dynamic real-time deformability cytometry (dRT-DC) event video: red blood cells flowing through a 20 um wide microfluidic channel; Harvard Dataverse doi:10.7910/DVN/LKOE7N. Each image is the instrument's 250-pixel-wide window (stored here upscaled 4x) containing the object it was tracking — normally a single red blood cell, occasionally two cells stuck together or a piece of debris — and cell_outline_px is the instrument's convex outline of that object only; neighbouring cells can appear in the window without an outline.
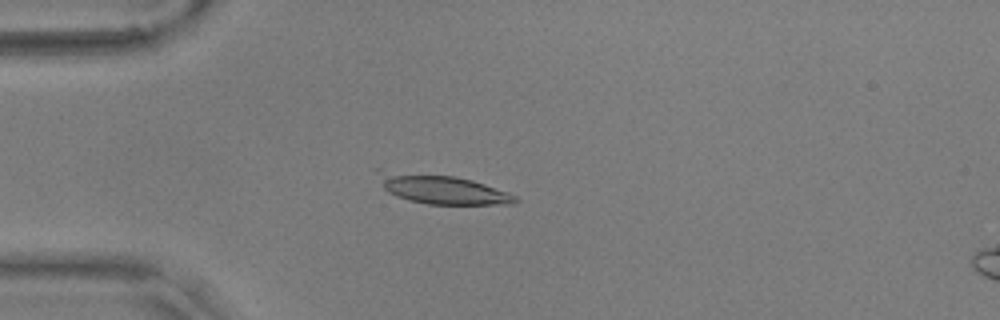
{"species": "common noctule bat (a hibernating species)", "species_latin": "Nyctalus noctula", "temperature_condition": "warm", "stored_images_in_passage": 40, "camera_frame_rate_fps": 3000, "um_per_image_px": 0.085, "animal": {"sex": "male", "body_mass_g": 17.9, "forearm_length_mm": 54.2}, "frame": {"image": 1, "passage_image": 14, "time_ms": 4.333, "image_size_px": [1000, 320], "cell_outline_px": [[520, 200], [516, 204], [428, 204], [408, 200], [396, 196], [388, 192], [384, 188], [372, 168], [380, 168], [452, 176], [472, 180], [508, 192], [516, 196]], "centroid_in_image_um": [37.46, 16.05], "position_along_channel_um": 47.5, "area_um2": 23.81}}
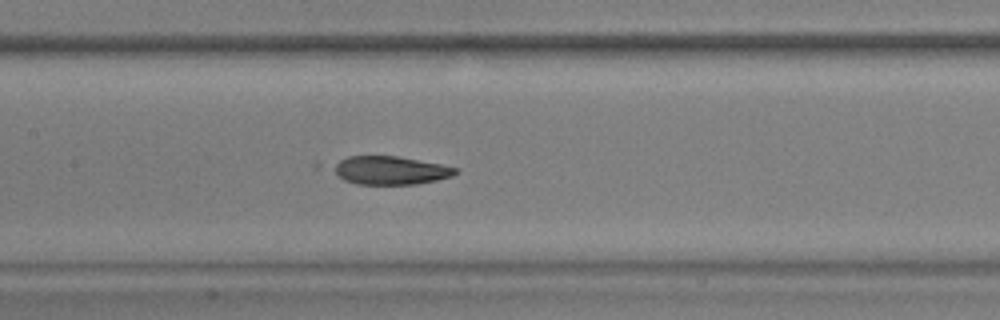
{"frame": {"image": 2, "passage_image": 26, "time_ms": 8.333, "image_size_px": [1000, 320], "cell_outline_px": [[460, 172], [452, 176], [436, 180], [416, 184], [356, 184], [344, 180], [312, 168], [312, 164], [316, 160], [348, 156], [396, 156], [440, 164], [456, 168]], "centroid_in_image_um": [32.59, 14.44], "position_along_channel_um": 174.8, "area_um2": 22.43}}
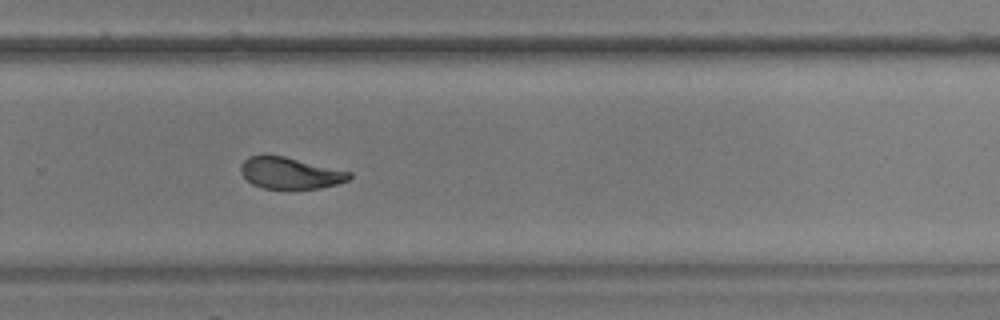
{"frame": {"image": 3, "passage_image": 37, "time_ms": 12.0, "image_size_px": [1000, 320], "cell_outline_px": [[352, 176], [348, 180], [336, 184], [320, 188], [284, 192], [264, 188], [252, 184], [240, 172], [240, 164], [248, 156], [264, 152], [284, 156], [352, 172]], "centroid_in_image_um": [24.61, 14.72], "position_along_channel_um": 305.2, "area_um2": 20.98}}